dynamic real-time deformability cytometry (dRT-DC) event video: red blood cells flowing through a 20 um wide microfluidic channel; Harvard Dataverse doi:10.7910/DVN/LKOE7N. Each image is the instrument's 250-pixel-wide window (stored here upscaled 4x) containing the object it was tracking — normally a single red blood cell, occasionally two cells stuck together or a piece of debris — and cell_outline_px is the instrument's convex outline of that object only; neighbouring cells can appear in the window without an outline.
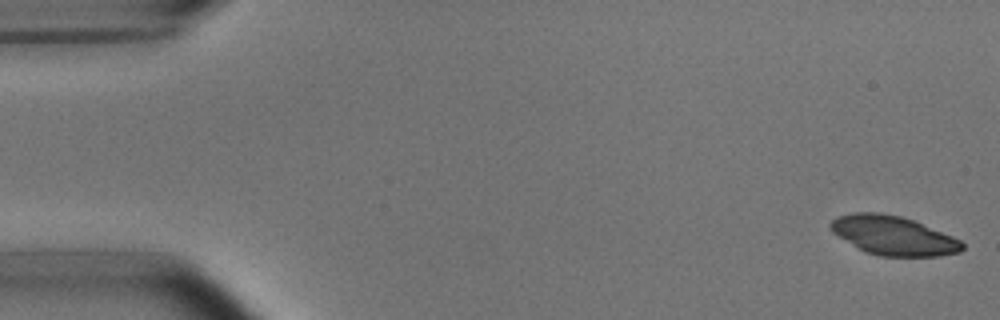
{"species": "common noctule bat (a hibernating species)", "species_latin": "Nyctalus noctula", "temperature_condition": "room temperature", "stored_images_in_passage": 52, "camera_frame_rate_fps": 3000, "um_per_image_px": 0.085, "animal": {"sex": "male", "body_mass_g": 15.6}, "frame": {"image": 1, "passage_image": 1, "time_ms": 0.0, "image_size_px": [1000, 320], "cell_outline_px": [[964, 248], [960, 252], [940, 256], [880, 256], [864, 252], [832, 232], [828, 228], [828, 224], [836, 216], [852, 212], [880, 212], [900, 216], [912, 220], [952, 236], [960, 240], [964, 244]], "centroid_in_image_um": [75.89, 20.02], "position_along_channel_um": 9.1, "area_um2": 30.06}}
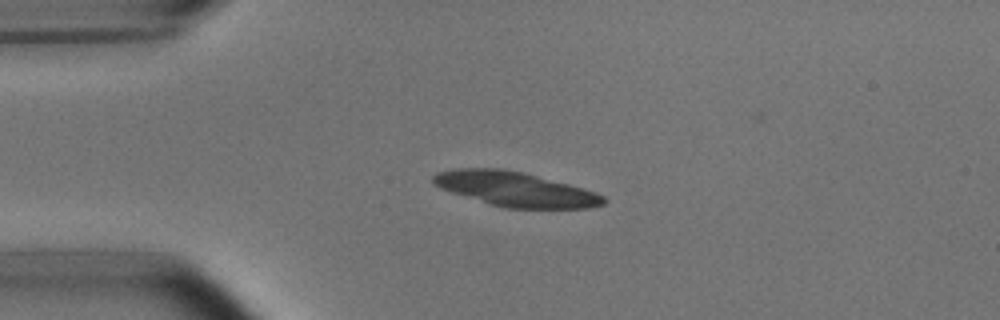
{"frame": {"image": 2, "passage_image": 12, "time_ms": 3.667, "image_size_px": [1000, 320], "cell_outline_px": [[608, 200], [604, 204], [588, 208], [504, 208], [488, 204], [452, 192], [432, 184], [432, 176], [436, 172], [456, 168], [500, 168], [520, 172], [568, 184], [596, 192], [604, 196]], "centroid_in_image_um": [43.78, 16.08], "position_along_channel_um": 41.2, "area_um2": 34.1}}